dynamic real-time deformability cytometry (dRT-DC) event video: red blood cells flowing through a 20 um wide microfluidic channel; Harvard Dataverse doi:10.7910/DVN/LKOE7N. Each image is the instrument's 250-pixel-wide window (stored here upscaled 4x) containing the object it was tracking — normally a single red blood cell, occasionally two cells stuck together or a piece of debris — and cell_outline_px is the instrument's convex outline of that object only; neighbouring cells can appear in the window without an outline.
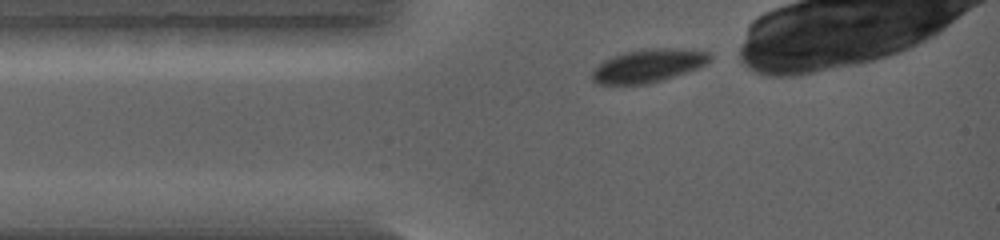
{"species": "common noctule bat (a hibernating species)", "species_latin": "Nyctalus noctula", "temperature_condition": "warm", "stored_images_in_passage": 42, "camera_frame_rate_fps": 5000, "um_per_image_px": 0.085, "animal": {"sex": "female", "body_mass_g": 19.0, "forearm_length_mm": 56.7}, "frame": {"image": 1, "passage_image": 1, "time_ms": 0.0, "image_size_px": [1000, 240], "cell_outline_px": [[712, 60], [696, 68], [648, 84], [596, 84], [592, 80], [592, 68], [604, 60], [612, 56], [624, 52], [644, 48], [676, 48], [708, 52], [712, 56]], "centroid_in_image_um": [55.04, 5.57], "position_along_channel_um": 30.0, "area_um2": 22.66}}
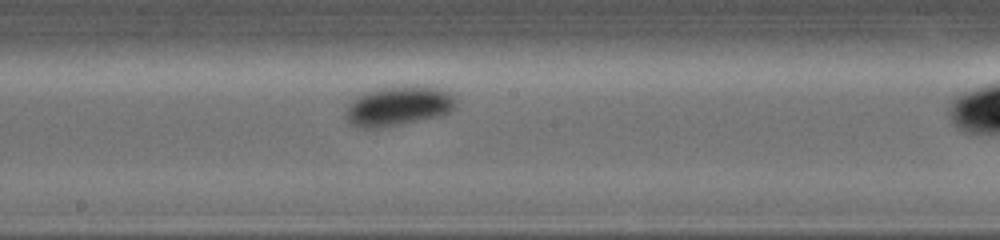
{"frame": {"image": 2, "passage_image": 20, "time_ms": 3.8, "image_size_px": [1000, 240], "cell_outline_px": [[456, 108], [444, 116], [380, 128], [360, 128], [352, 124], [344, 116], [344, 108], [352, 100], [368, 92], [384, 88], [404, 84], [432, 84], [448, 92], [456, 100]], "centroid_in_image_um": [33.93, 8.99], "position_along_channel_um": 214.3, "area_um2": 26.18}}
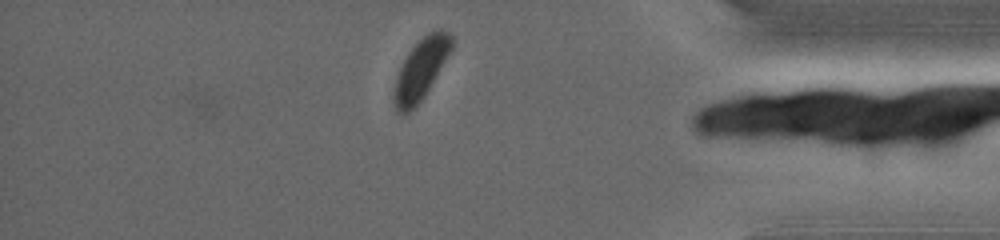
{"frame": {"image": 3, "passage_image": 40, "time_ms": 7.8, "image_size_px": [1000, 240], "cell_outline_px": [[452, 48], [424, 96], [408, 112], [396, 112], [392, 100], [392, 96], [396, 76], [408, 52], [428, 32], [436, 28], [440, 28], [448, 32], [452, 36]], "centroid_in_image_um": [35.75, 5.86], "position_along_channel_um": 399.4, "area_um2": 20.0}}